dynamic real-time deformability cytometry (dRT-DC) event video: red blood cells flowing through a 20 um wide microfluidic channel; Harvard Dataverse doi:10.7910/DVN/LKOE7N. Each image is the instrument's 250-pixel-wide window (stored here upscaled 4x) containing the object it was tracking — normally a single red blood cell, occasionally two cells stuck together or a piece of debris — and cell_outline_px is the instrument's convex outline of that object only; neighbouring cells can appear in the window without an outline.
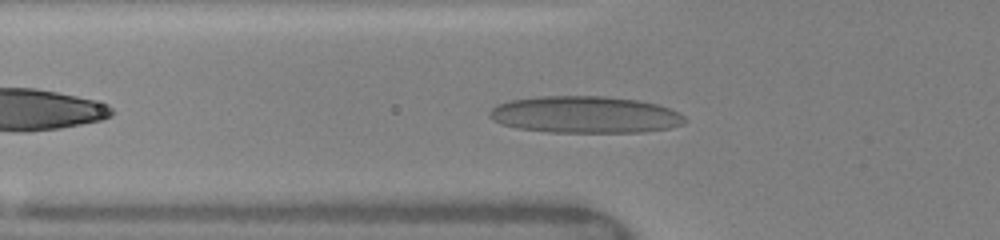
{"species": "human", "species_latin": "Homo sapiens", "temperature_condition": "warm", "stored_images_in_passage": 14, "camera_frame_rate_fps": 3000, "um_per_image_px": 0.085, "donor": {"sex": "female"}, "frame": {"image": 1, "passage_image": 8, "time_ms": 2.0, "image_size_px": [1000, 240], "cell_outline_px": [[684, 124], [668, 128], [644, 132], [548, 132], [516, 128], [500, 124], [492, 120], [488, 116], [488, 112], [496, 104], [508, 100], [540, 96], [604, 96], [636, 100], [656, 104], [668, 108], [684, 116]], "centroid_in_image_um": [49.65, 9.75], "position_along_channel_um": 76.2, "area_um2": 42.08}}
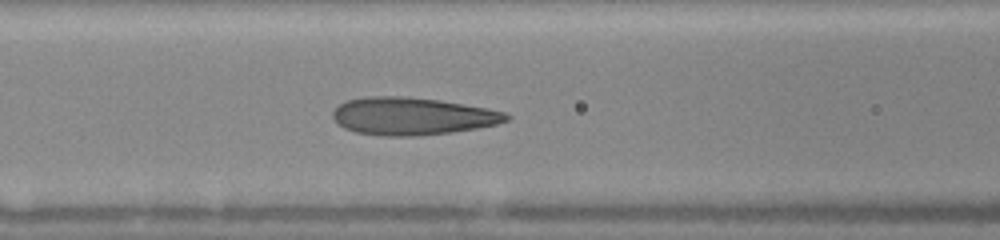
{"frame": {"image": 2, "passage_image": 11, "time_ms": 3.333, "image_size_px": [1000, 240], "cell_outline_px": [[512, 116], [508, 120], [496, 124], [476, 128], [452, 132], [416, 136], [380, 136], [356, 132], [344, 128], [332, 116], [332, 112], [340, 104], [348, 100], [368, 96], [408, 96], [440, 100], [488, 108], [508, 112]], "centroid_in_image_um": [35.08, 9.87], "position_along_channel_um": 131.5, "area_um2": 38.09}}